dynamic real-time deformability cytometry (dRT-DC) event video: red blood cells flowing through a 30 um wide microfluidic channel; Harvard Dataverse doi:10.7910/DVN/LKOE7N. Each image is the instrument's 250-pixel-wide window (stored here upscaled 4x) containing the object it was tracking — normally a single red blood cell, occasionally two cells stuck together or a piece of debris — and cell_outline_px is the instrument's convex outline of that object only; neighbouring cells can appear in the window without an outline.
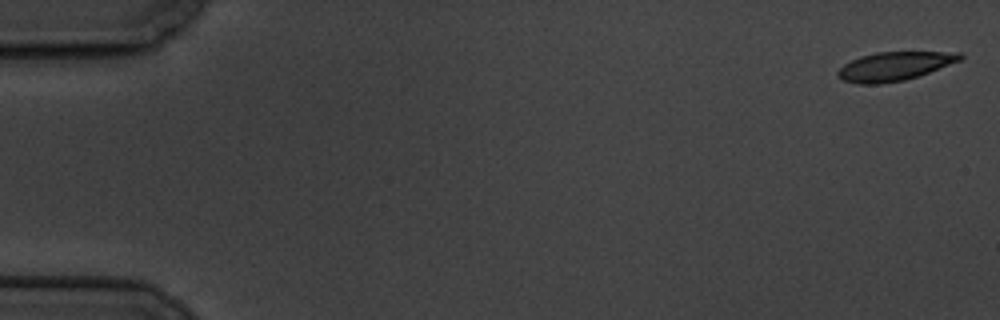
{"species": "common noctule bat (a hibernating species)", "species_latin": "Nyctalus noctula", "temperature_condition": "cold", "stored_images_in_passage": 6, "camera_frame_rate_fps": 3000, "um_per_image_px": 0.085, "animal": {"sex": "male", "body_mass_g": 19.5, "forearm_length_mm": 54.6}, "frame": {"image": 1, "passage_image": 1, "time_ms": 0.0, "image_size_px": [1000, 320], "cell_outline_px": [[964, 56], [960, 60], [928, 72], [904, 80], [880, 84], [860, 84], [844, 80], [836, 76], [836, 72], [844, 64], [860, 56], [876, 52], [960, 52]], "centroid_in_image_um": [75.99, 5.63], "position_along_channel_um": 9.0, "area_um2": 20.23}}
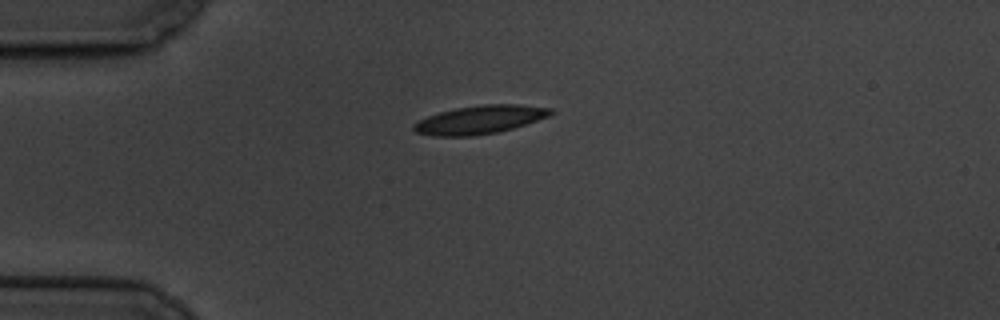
{"frame": {"image": 2, "passage_image": 5, "time_ms": 4.667, "image_size_px": [1000, 320], "cell_outline_px": [[556, 112], [548, 116], [500, 132], [472, 136], [432, 136], [416, 132], [412, 128], [412, 124], [428, 116], [440, 112], [456, 108], [484, 104], [520, 104], [552, 108]], "centroid_in_image_um": [40.79, 10.17], "position_along_channel_um": 44.2, "area_um2": 22.6}}